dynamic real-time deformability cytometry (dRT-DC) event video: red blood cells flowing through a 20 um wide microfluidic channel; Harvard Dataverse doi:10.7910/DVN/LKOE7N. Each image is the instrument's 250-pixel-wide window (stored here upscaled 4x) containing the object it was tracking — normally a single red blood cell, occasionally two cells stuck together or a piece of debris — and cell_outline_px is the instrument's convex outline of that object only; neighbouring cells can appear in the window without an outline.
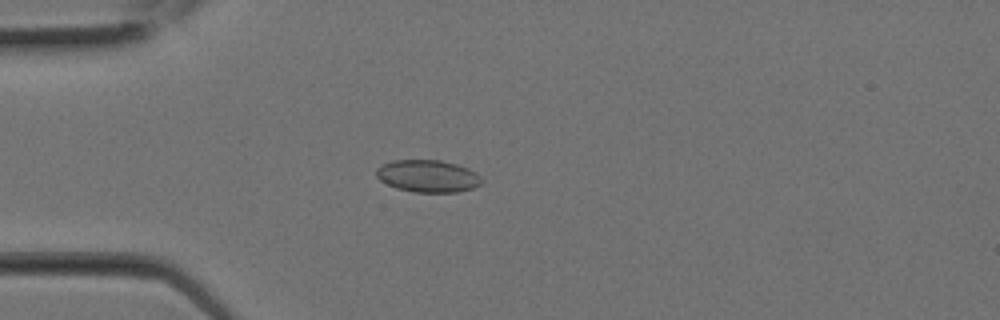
{"species": "Egyptian fruit bat (a non-hibernating species)", "species_latin": "Rousettus aegyptiacus", "temperature_condition": "room temperature", "stored_images_in_passage": 2, "camera_frame_rate_fps": 3000, "um_per_image_px": 0.085, "animal": {"sex": "female"}, "frame": {"image": 1, "passage_image": 2, "time_ms": 0.333, "image_size_px": [1000, 320], "cell_outline_px": [[484, 180], [480, 184], [472, 188], [456, 192], [412, 192], [396, 188], [380, 180], [376, 176], [376, 168], [392, 160], [440, 160], [456, 164], [468, 168], [476, 172]], "centroid_in_image_um": [36.37, 14.96], "position_along_channel_um": 48.6, "area_um2": 19.83}}